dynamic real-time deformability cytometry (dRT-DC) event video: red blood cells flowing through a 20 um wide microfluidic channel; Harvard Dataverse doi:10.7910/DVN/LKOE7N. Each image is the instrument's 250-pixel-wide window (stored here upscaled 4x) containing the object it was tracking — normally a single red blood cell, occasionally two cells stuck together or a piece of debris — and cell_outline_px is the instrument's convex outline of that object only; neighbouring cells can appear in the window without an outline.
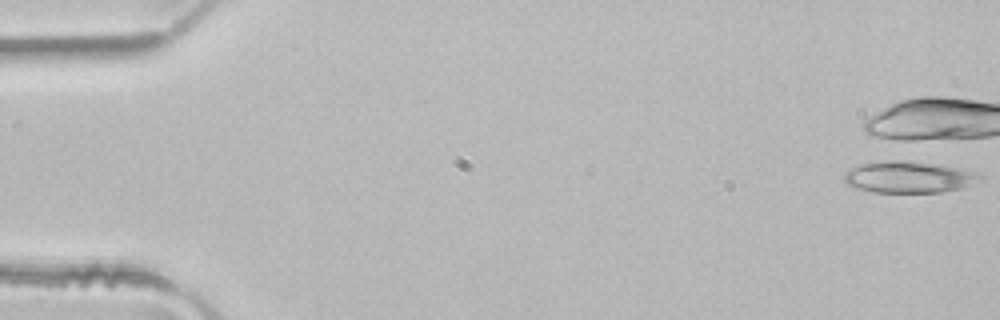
{"species": "common noctule bat (a hibernating species)", "species_latin": "Nyctalus noctula", "temperature_condition": "room temperature", "stored_images_in_passage": 1, "camera_frame_rate_fps": 3000, "um_per_image_px": 0.085, "animal": {"sex": "male", "body_mass_g": 21.5, "forearm_length_mm": 52.0}, "frame": {"image": 1, "passage_image": 1, "time_ms": 0.0, "image_size_px": [1000, 320], "cell_outline_px": [[984, 176], [964, 188], [940, 192], [872, 192], [856, 188], [844, 184], [844, 172], [860, 164], [896, 156], [960, 168], [976, 172]], "centroid_in_image_um": [77.19, 15.0], "position_along_channel_um": 7.8, "area_um2": 26.01}}